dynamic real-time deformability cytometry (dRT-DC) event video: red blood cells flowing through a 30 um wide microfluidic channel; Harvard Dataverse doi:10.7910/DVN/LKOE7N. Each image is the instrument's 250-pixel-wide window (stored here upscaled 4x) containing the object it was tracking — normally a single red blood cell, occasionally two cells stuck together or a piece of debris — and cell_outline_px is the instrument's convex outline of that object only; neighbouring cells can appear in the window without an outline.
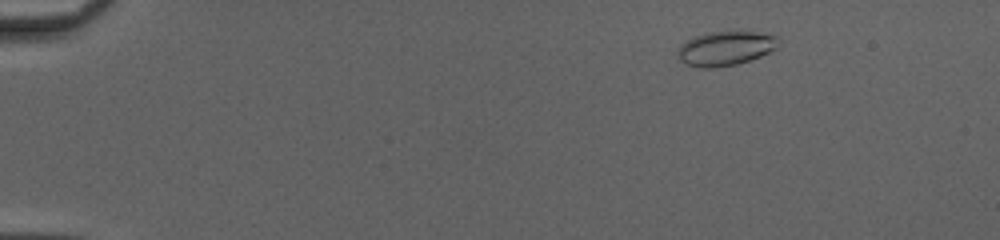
{"species": "common noctule bat (a hibernating species)", "species_latin": "Nyctalus noctula", "temperature_condition": "cold", "stored_images_in_passage": 49, "camera_frame_rate_fps": 3000, "um_per_image_px": 0.085, "animal": {"sex": "female", "body_mass_g": 20.0, "forearm_length_mm": 54.0}, "frame": {"image": 1, "passage_image": 6, "time_ms": 1.667, "image_size_px": [1000, 240], "cell_outline_px": [[780, 36], [776, 48], [760, 56], [736, 64], [712, 68], [700, 68], [684, 64], [680, 60], [676, 52], [680, 44], [696, 36], [708, 32], [756, 32]], "centroid_in_image_um": [61.63, 4.12], "position_along_channel_um": 23.4, "area_um2": 20.06}}
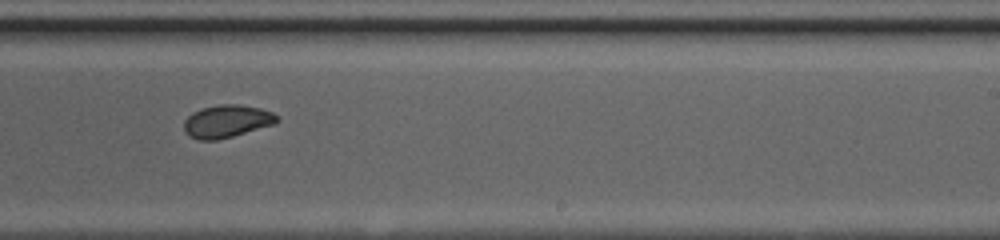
{"frame": {"image": 2, "passage_image": 32, "time_ms": 10.333, "image_size_px": [1000, 240], "cell_outline_px": [[280, 120], [276, 124], [232, 136], [216, 140], [200, 140], [188, 136], [184, 132], [184, 120], [192, 112], [200, 108], [220, 104], [240, 104], [260, 108], [272, 112], [280, 116]], "centroid_in_image_um": [19.29, 10.3], "position_along_channel_um": 269.7, "area_um2": 17.98}}
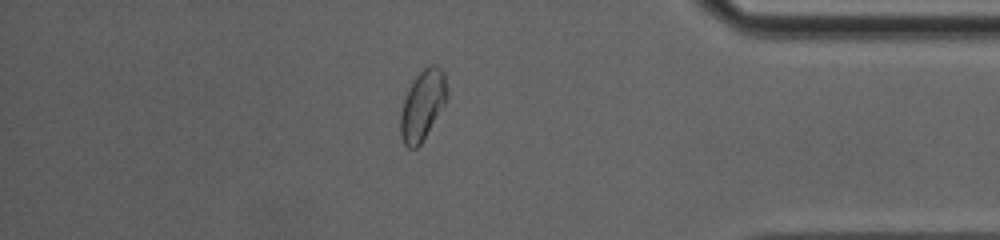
{"frame": {"image": 3, "passage_image": 43, "time_ms": 14.0, "image_size_px": [1000, 240], "cell_outline_px": [[448, 96], [444, 104], [420, 144], [416, 148], [408, 148], [404, 144], [400, 136], [400, 112], [408, 88], [416, 76], [424, 68], [432, 64], [436, 64], [444, 72], [448, 92]], "centroid_in_image_um": [35.91, 8.91], "position_along_channel_um": 399.3, "area_um2": 18.79}, "authors_computed_cell_mechanics": {"area_um2": 18.6116, "velocity_mm_per_s": 4.1814, "shape_relaxation_time_tau1_ms": 5.103, "shape_relaxation_time_tau2_ms": 1.1911, "deformation_change_tau1": 0.121, "deformation_change_tau2": 0.0515}}